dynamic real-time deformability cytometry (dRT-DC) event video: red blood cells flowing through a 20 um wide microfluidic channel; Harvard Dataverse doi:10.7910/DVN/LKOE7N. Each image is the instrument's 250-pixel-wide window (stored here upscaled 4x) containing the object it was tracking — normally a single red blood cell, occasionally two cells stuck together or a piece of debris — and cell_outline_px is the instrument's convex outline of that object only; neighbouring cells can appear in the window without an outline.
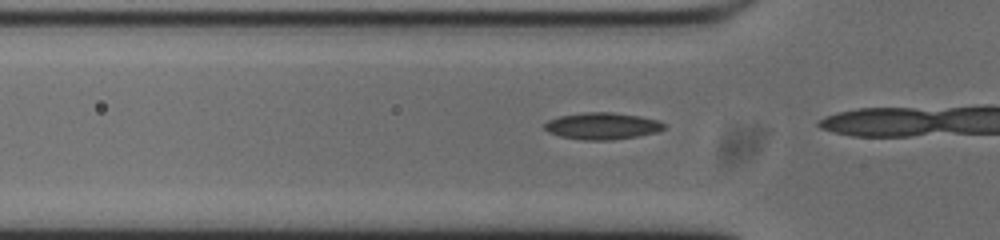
{"species": "common noctule bat (a hibernating species)", "species_latin": "Nyctalus noctula", "temperature_condition": "cold", "stored_images_in_passage": 14, "camera_frame_rate_fps": 3000, "um_per_image_px": 0.085, "animal": {"sex": "male", "body_mass_g": 20.0, "forearm_length_mm": 53.3}, "frame": {"image": 1, "passage_image": 12, "time_ms": 3.667, "image_size_px": [1000, 240], "cell_outline_px": [[664, 128], [656, 132], [636, 136], [612, 140], [584, 140], [560, 136], [548, 132], [544, 128], [544, 124], [548, 120], [560, 116], [584, 112], [612, 112], [640, 116], [660, 120], [664, 124]], "centroid_in_image_um": [51.18, 10.7], "position_along_channel_um": 74.6, "area_um2": 18.61}}